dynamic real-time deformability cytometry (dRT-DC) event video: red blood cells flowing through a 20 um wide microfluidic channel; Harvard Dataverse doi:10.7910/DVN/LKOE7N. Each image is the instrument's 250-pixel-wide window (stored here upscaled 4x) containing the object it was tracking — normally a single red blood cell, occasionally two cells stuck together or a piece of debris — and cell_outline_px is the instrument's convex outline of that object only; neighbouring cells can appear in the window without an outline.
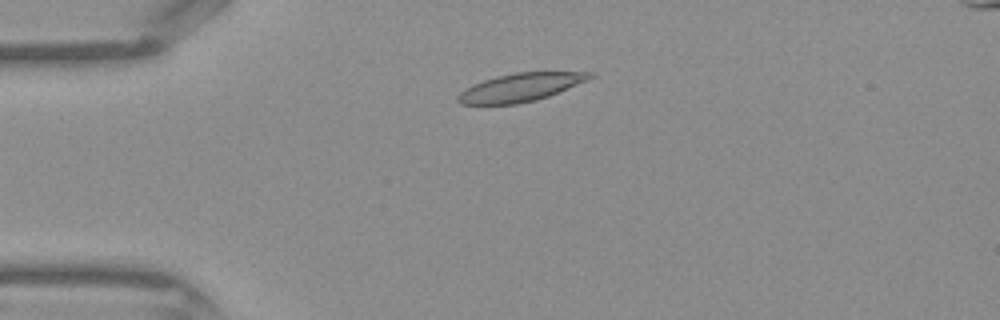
{"species": "Egyptian fruit bat (a non-hibernating species)", "species_latin": "Rousettus aegyptiacus", "temperature_condition": "warm", "stored_images_in_passage": 38, "camera_frame_rate_fps": 3000, "um_per_image_px": 0.085, "frame": {"image": 1, "passage_image": 5, "time_ms": 1.333, "image_size_px": [1000, 320], "cell_outline_px": [[596, 76], [588, 80], [548, 96], [536, 100], [516, 104], [460, 104], [456, 100], [456, 96], [460, 92], [472, 84], [496, 76], [516, 72], [596, 72]], "centroid_in_image_um": [44.24, 7.42], "position_along_channel_um": 40.8, "area_um2": 21.68}}
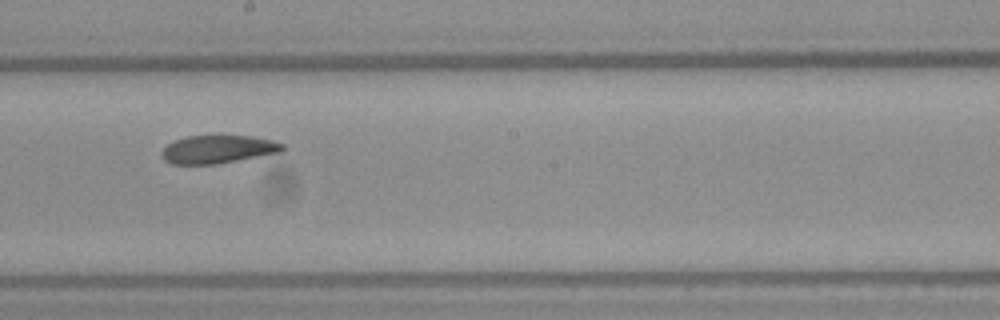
{"frame": {"image": 2, "passage_image": 19, "time_ms": 6.0, "image_size_px": [1000, 320], "cell_outline_px": [[288, 148], [280, 152], [216, 164], [172, 164], [164, 160], [160, 152], [168, 144], [184, 136], [252, 136], [272, 140], [284, 144]], "centroid_in_image_um": [18.54, 12.69], "position_along_channel_um": 229.7, "area_um2": 19.71}}
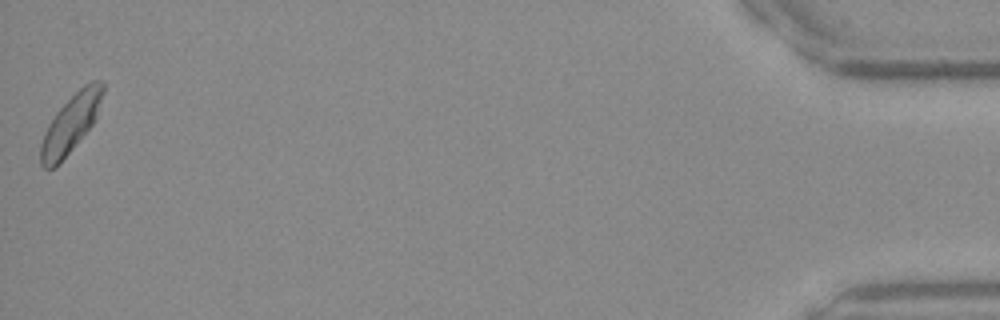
{"frame": {"image": 3, "passage_image": 38, "time_ms": 12.333, "image_size_px": [1000, 320], "cell_outline_px": [[104, 92], [96, 116], [92, 124], [72, 148], [52, 168], [44, 168], [40, 164], [40, 144], [44, 132], [48, 124], [56, 112], [84, 84], [92, 80], [104, 80]], "centroid_in_image_um": [6.01, 10.46], "position_along_channel_um": 429.2, "area_um2": 20.46}}